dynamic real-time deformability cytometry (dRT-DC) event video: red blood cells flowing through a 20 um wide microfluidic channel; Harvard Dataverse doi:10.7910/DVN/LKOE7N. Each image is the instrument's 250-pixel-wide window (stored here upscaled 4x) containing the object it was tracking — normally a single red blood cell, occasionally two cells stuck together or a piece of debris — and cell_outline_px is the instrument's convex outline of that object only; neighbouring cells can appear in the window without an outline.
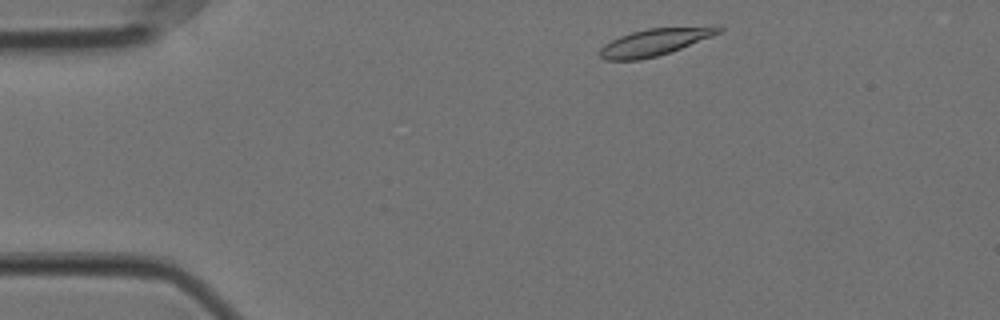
{"species": "Egyptian fruit bat (a non-hibernating species)", "species_latin": "Rousettus aegyptiacus", "temperature_condition": "cold", "stored_images_in_passage": 50, "camera_frame_rate_fps": 3000, "um_per_image_px": 0.085, "animal": {"sex": "female"}, "frame": {"image": 1, "passage_image": 2, "time_ms": 0.333, "image_size_px": [1000, 320], "cell_outline_px": [[724, 28], [720, 32], [712, 36], [680, 48], [656, 56], [640, 60], [604, 60], [600, 56], [600, 48], [604, 44], [620, 36], [632, 32], [648, 28], [716, 24], [720, 24]], "centroid_in_image_um": [55.73, 3.53], "position_along_channel_um": 29.3, "area_um2": 18.96}}
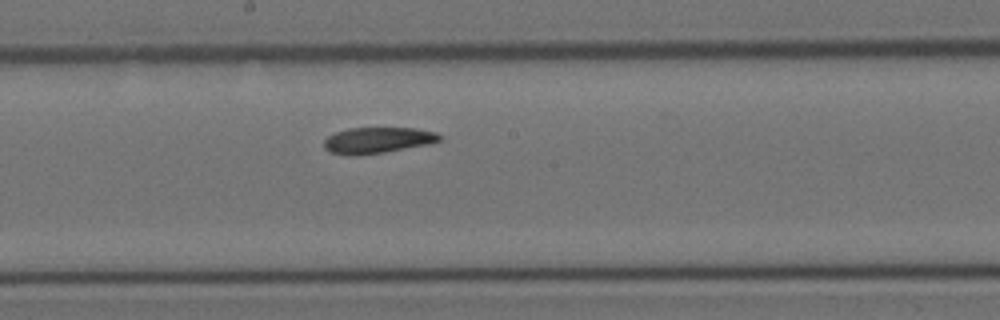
{"frame": {"image": 2, "passage_image": 23, "time_ms": 7.333, "image_size_px": [1000, 320], "cell_outline_px": [[444, 136], [440, 140], [428, 144], [384, 152], [332, 152], [324, 148], [324, 140], [328, 136], [336, 132], [348, 128], [416, 128], [436, 132]], "centroid_in_image_um": [32.19, 11.86], "position_along_channel_um": 216.0, "area_um2": 16.7}}
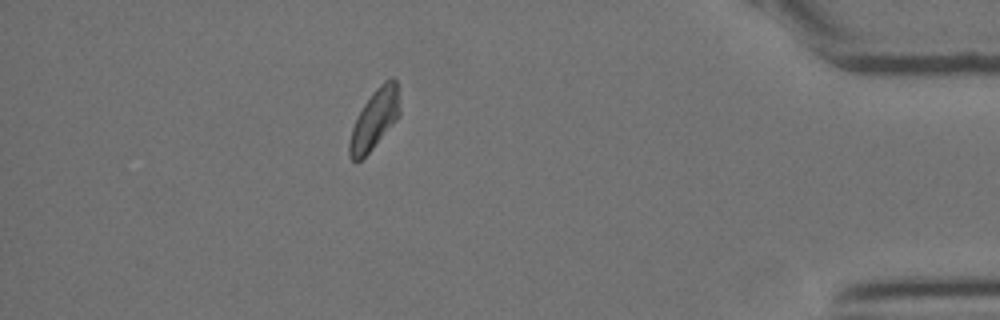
{"frame": {"image": 3, "passage_image": 43, "time_ms": 14.0, "image_size_px": [1000, 320], "cell_outline_px": [[400, 116], [372, 148], [360, 160], [352, 160], [348, 156], [348, 144], [352, 128], [364, 104], [372, 92], [388, 76], [392, 76], [396, 80], [400, 108]], "centroid_in_image_um": [31.85, 10.1], "position_along_channel_um": 403.4, "area_um2": 17.34}, "authors_computed_cell_mechanics": {"area_um2": 18.1781, "velocity_mm_per_s": 3.4811, "shape_relaxation_time_tau1_ms": 5.3592, "shape_relaxation_time_tau2_ms": null, "deformation_change_tau1": 0.1322, "deformation_change_tau2": null}}